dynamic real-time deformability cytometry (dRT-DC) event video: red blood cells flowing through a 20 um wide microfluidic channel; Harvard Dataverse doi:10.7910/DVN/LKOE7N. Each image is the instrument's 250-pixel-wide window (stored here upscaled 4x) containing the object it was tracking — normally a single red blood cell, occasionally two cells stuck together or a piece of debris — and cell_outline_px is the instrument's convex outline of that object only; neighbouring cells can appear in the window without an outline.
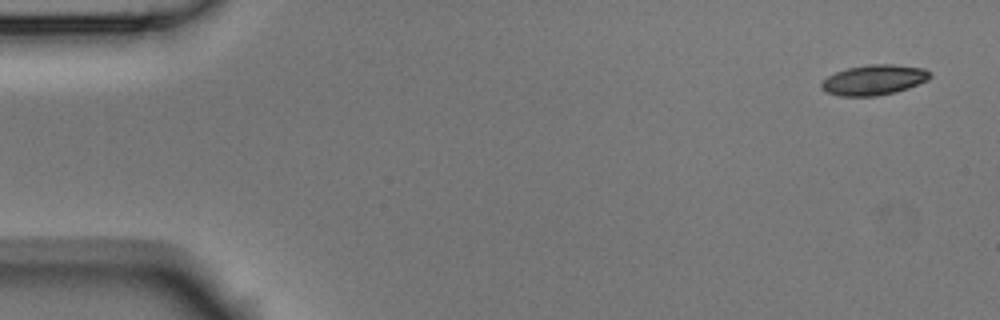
{"species": "Egyptian fruit bat (a non-hibernating species)", "species_latin": "Rousettus aegyptiacus", "temperature_condition": "room temperature", "stored_images_in_passage": 4, "camera_frame_rate_fps": 3000, "um_per_image_px": 0.085, "animal": {"sex": "male"}, "frame": {"image": 1, "passage_image": 1, "time_ms": 0.0, "image_size_px": [1000, 320], "cell_outline_px": [[932, 76], [928, 80], [908, 88], [896, 92], [876, 96], [840, 96], [828, 92], [820, 88], [820, 84], [828, 76], [836, 72], [848, 68], [868, 64], [892, 64], [924, 68], [932, 72]], "centroid_in_image_um": [74.32, 6.79], "position_along_channel_um": 10.7, "area_um2": 19.19}}